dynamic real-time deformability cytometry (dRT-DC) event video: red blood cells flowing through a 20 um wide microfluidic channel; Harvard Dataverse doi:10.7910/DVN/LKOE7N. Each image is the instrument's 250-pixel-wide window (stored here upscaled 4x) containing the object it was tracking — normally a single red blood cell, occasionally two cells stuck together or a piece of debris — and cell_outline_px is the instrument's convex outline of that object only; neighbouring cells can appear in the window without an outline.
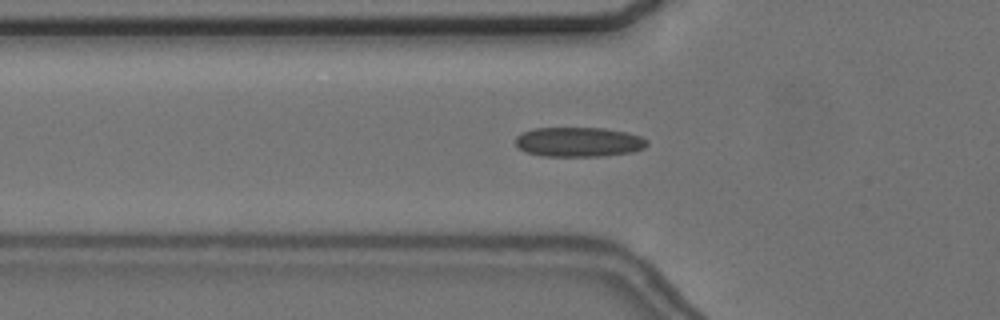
{"species": "common noctule bat (a hibernating species)", "species_latin": "Nyctalus noctula", "temperature_condition": "cold", "stored_images_in_passage": 41, "camera_frame_rate_fps": 3000, "um_per_image_px": 0.085, "animal": {"sex": "female", "body_mass_g": 24.6, "forearm_length_mm": 56.2}, "frame": {"image": 1, "passage_image": 4, "time_ms": 1.0, "image_size_px": [1000, 320], "cell_outline_px": [[648, 144], [644, 148], [632, 152], [604, 156], [544, 156], [524, 152], [516, 144], [516, 136], [532, 128], [604, 128], [628, 132], [640, 136], [648, 140]], "centroid_in_image_um": [49.21, 12.07], "position_along_channel_um": 76.6, "area_um2": 22.83}}
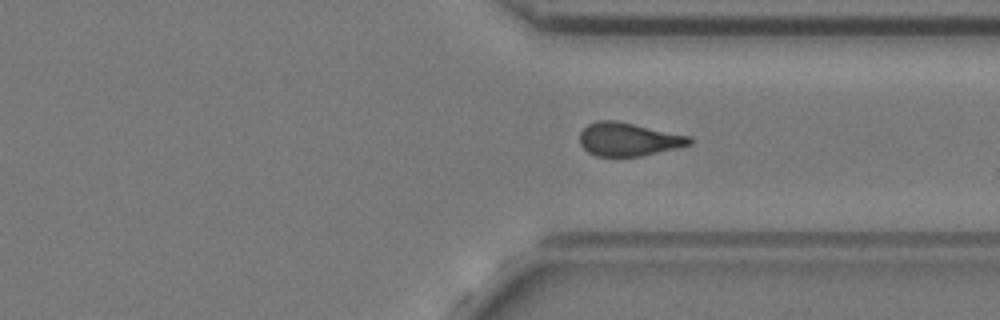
{"frame": {"image": 2, "passage_image": 27, "time_ms": 8.667, "image_size_px": [1000, 320], "cell_outline_px": [[692, 144], [676, 148], [640, 156], [596, 156], [588, 152], [580, 144], [580, 132], [588, 124], [596, 120], [616, 120], [692, 136]], "centroid_in_image_um": [53.42, 11.83], "position_along_channel_um": 358.0, "area_um2": 21.39}}
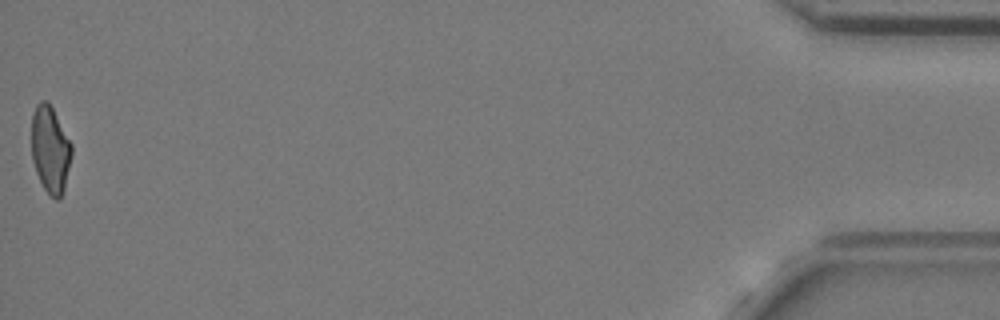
{"frame": {"image": 3, "passage_image": 41, "time_ms": 13.333, "image_size_px": [1000, 320], "cell_outline_px": [[72, 156], [64, 188], [60, 200], [56, 200], [44, 188], [36, 172], [32, 160], [32, 112], [36, 104], [40, 100], [48, 100], [72, 144]], "centroid_in_image_um": [4.27, 12.68], "position_along_channel_um": 430.9, "area_um2": 20.35}, "authors_computed_cell_mechanics": {"area_um2": 21.5016, "velocity_mm_per_s": 3.6643, "shape_relaxation_time_tau1_ms": 8.4887, "shape_relaxation_time_tau2_ms": 1.7508, "deformation_change_tau1": 0.1381, "deformation_change_tau2": 0.0968}}